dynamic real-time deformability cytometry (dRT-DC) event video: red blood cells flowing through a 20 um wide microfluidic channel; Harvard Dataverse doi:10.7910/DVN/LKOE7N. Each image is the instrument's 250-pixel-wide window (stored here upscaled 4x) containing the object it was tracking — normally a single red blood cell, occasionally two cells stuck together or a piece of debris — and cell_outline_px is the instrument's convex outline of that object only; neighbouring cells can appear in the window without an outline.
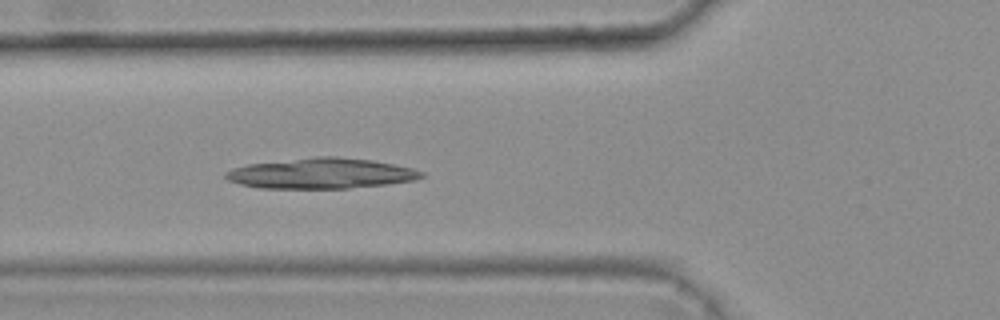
{"species": "common noctule bat (a hibernating species)", "species_latin": "Nyctalus noctula", "temperature_condition": "warm", "stored_images_in_passage": 3, "camera_frame_rate_fps": 3000, "um_per_image_px": 0.085, "animal": {"sex": "female", "body_mass_g": 25.1}, "frame": {"image": 1, "passage_image": 3, "time_ms": 0.667, "image_size_px": [1000, 320], "cell_outline_px": [[424, 176], [416, 180], [384, 184], [348, 188], [260, 188], [240, 184], [228, 180], [224, 176], [224, 172], [232, 168], [248, 164], [316, 156], [336, 156], [372, 160], [412, 168], [424, 172]], "centroid_in_image_um": [27.27, 14.73], "position_along_channel_um": 98.5, "area_um2": 34.68}}